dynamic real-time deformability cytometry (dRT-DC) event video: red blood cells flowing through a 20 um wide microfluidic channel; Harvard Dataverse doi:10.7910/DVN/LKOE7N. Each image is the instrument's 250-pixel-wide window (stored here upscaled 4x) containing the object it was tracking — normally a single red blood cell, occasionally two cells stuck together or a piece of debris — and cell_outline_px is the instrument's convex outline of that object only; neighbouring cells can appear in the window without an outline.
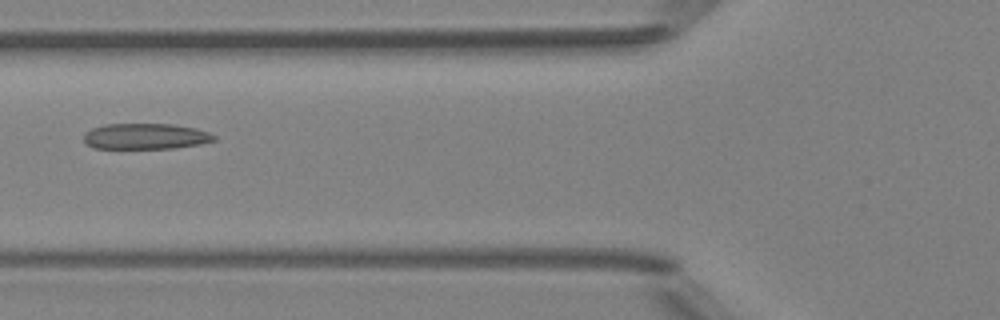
{"species": "Egyptian fruit bat (a non-hibernating species)", "species_latin": "Rousettus aegyptiacus", "temperature_condition": "room temperature", "stored_images_in_passage": 7, "camera_frame_rate_fps": 3000, "um_per_image_px": 0.085, "animal": {"sex": "female"}, "frame": {"image": 1, "passage_image": 6, "time_ms": 6.0, "image_size_px": [1000, 320], "cell_outline_px": [[216, 140], [200, 144], [176, 148], [92, 148], [84, 144], [84, 132], [92, 128], [104, 124], [172, 124], [196, 128], [208, 132], [216, 136]], "centroid_in_image_um": [12.35, 11.59], "position_along_channel_um": 113.5, "area_um2": 19.77}}
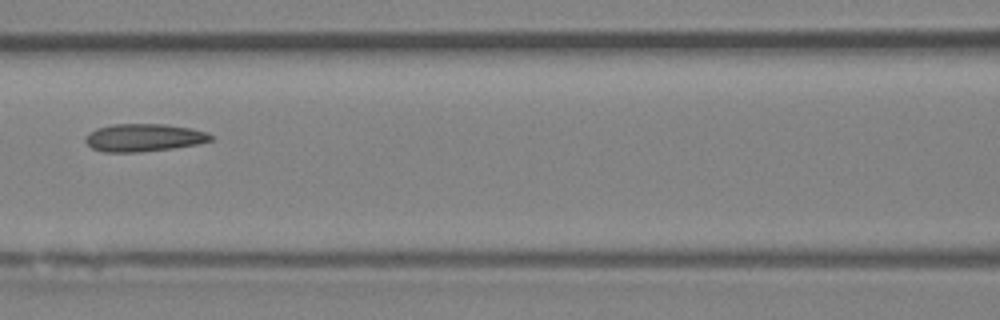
{"frame": {"image": 2, "passage_image": 7, "time_ms": 7.0, "image_size_px": [1000, 320], "cell_outline_px": [[212, 140], [200, 144], [172, 148], [140, 152], [104, 152], [92, 148], [84, 140], [88, 132], [96, 128], [112, 124], [168, 124], [192, 128], [208, 132], [212, 136]], "centroid_in_image_um": [12.24, 11.69], "position_along_channel_um": 154.4, "area_um2": 20.46}}